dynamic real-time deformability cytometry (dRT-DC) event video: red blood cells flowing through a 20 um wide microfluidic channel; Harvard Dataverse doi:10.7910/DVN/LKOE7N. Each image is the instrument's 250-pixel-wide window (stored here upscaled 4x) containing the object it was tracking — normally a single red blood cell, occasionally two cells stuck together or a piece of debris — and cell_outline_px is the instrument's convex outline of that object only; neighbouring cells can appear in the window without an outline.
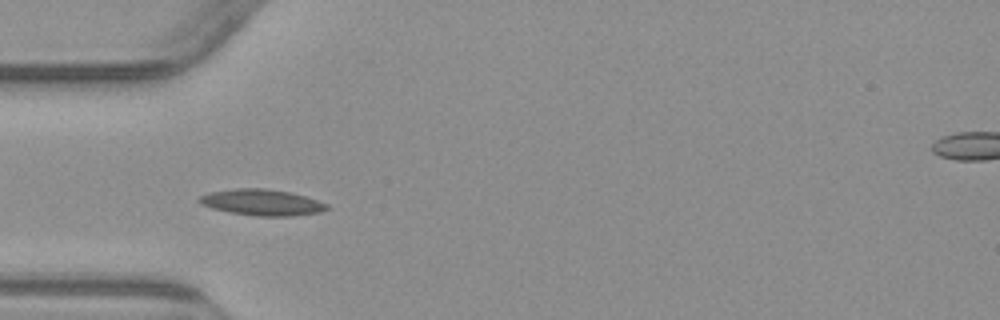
{"species": "common noctule bat (a hibernating species)", "species_latin": "Nyctalus noctula", "temperature_condition": "warm", "stored_images_in_passage": 4, "camera_frame_rate_fps": 3000, "um_per_image_px": 0.085, "animal": {"sex": "male", "body_mass_g": 23.1, "forearm_length_mm": 52.7}, "frame": {"image": 1, "passage_image": 1, "time_ms": 0.0, "image_size_px": [1000, 320], "cell_outline_px": [[332, 208], [320, 212], [292, 216], [256, 216], [232, 212], [212, 208], [200, 204], [196, 200], [200, 196], [208, 192], [236, 188], [264, 188], [288, 192], [304, 196], [328, 204]], "centroid_in_image_um": [22.25, 17.2], "position_along_channel_um": 62.7, "area_um2": 19.42}}
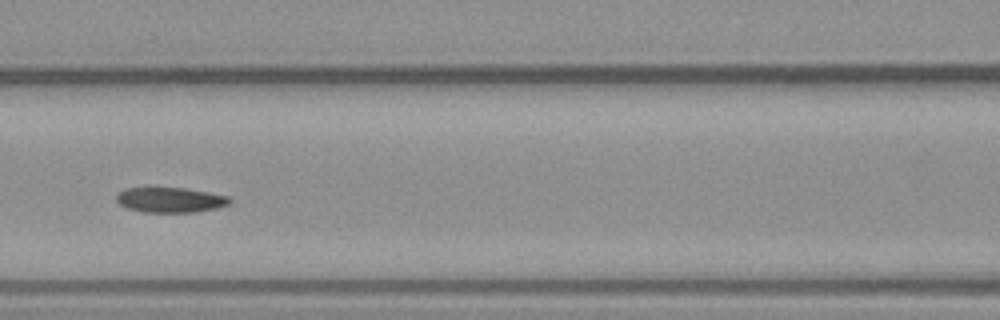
{"frame": {"image": 2, "passage_image": 3, "time_ms": 2.333, "image_size_px": [1000, 320], "cell_outline_px": [[232, 200], [228, 204], [216, 208], [196, 212], [144, 212], [128, 208], [120, 204], [116, 200], [116, 196], [120, 192], [128, 188], [184, 188], [208, 192], [228, 196]], "centroid_in_image_um": [14.49, 16.99], "position_along_channel_um": 152.1, "area_um2": 16.36}}
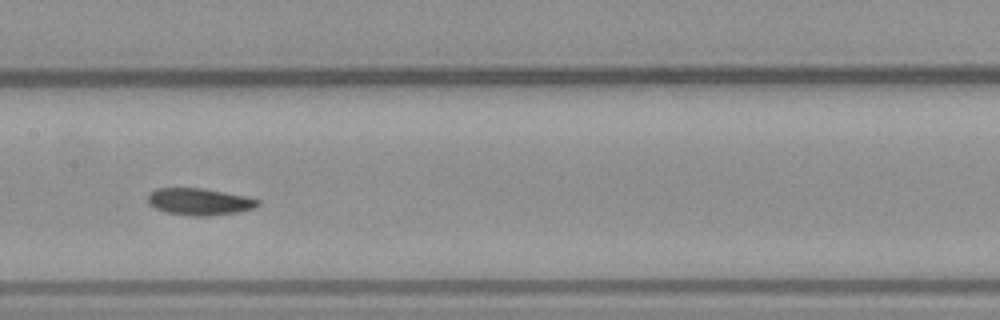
{"frame": {"image": 3, "passage_image": 4, "time_ms": 3.333, "image_size_px": [1000, 320], "cell_outline_px": [[260, 204], [252, 208], [236, 212], [208, 216], [192, 216], [164, 212], [148, 204], [148, 192], [156, 188], [200, 188], [244, 196], [260, 200]], "centroid_in_image_um": [16.88, 17.14], "position_along_channel_um": 190.5, "area_um2": 17.11}}